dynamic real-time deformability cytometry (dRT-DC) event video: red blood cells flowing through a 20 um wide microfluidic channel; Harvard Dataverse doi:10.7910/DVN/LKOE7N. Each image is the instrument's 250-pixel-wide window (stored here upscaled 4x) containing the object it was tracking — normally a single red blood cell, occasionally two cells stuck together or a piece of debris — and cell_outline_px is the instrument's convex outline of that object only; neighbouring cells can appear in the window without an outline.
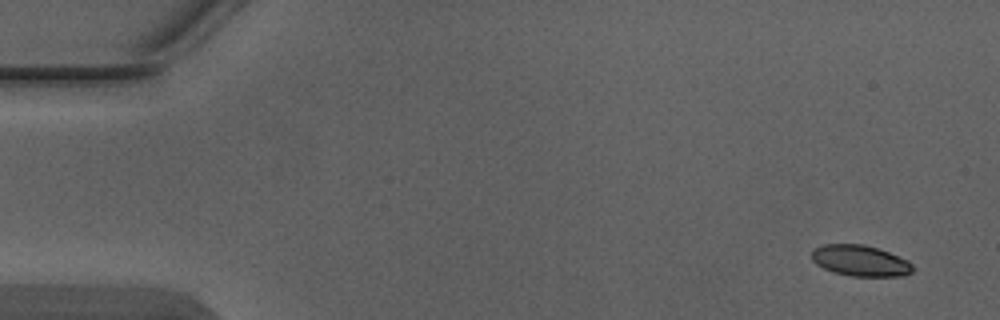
{"species": "Egyptian fruit bat (a non-hibernating species)", "species_latin": "Rousettus aegyptiacus", "temperature_condition": "warm", "stored_images_in_passage": 3, "camera_frame_rate_fps": 3000, "um_per_image_px": 0.085, "animal": {"sex": "male"}, "frame": {"image": 1, "passage_image": 1, "time_ms": 0.0, "image_size_px": [1000, 320], "cell_outline_px": [[916, 268], [912, 272], [904, 276], [852, 276], [832, 272], [816, 264], [812, 260], [812, 248], [824, 244], [864, 244], [888, 252], [908, 260]], "centroid_in_image_um": [73.13, 22.16], "position_along_channel_um": 11.9, "area_um2": 18.38}}